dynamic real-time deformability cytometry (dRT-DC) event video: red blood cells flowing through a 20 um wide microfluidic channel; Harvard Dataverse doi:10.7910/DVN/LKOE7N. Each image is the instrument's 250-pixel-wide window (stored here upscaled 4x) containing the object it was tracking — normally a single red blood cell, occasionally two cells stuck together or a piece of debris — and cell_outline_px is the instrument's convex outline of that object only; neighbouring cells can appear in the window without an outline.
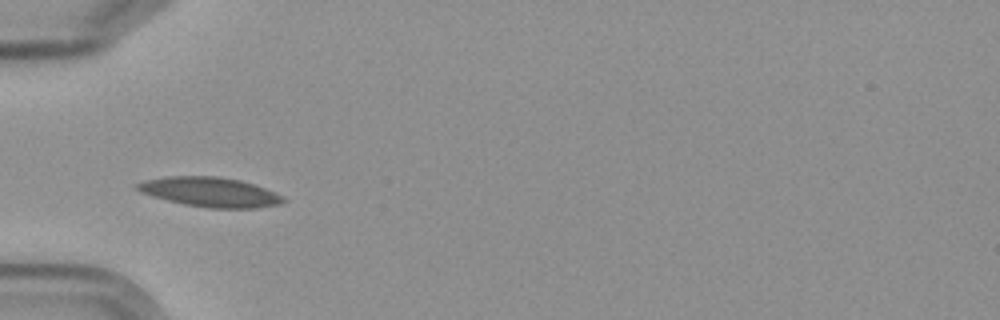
{"species": "Egyptian fruit bat (a non-hibernating species)", "species_latin": "Rousettus aegyptiacus", "temperature_condition": "cold", "stored_images_in_passage": 6, "camera_frame_rate_fps": 3000, "um_per_image_px": 0.085, "frame": {"image": 1, "passage_image": 5, "time_ms": 4.667, "image_size_px": [1000, 320], "cell_outline_px": [[288, 200], [280, 204], [256, 208], [208, 208], [184, 204], [152, 196], [140, 192], [132, 188], [132, 184], [144, 180], [168, 176], [216, 176], [240, 180], [276, 192], [284, 196]], "centroid_in_image_um": [17.82, 16.32], "position_along_channel_um": 67.2, "area_um2": 25.43}}
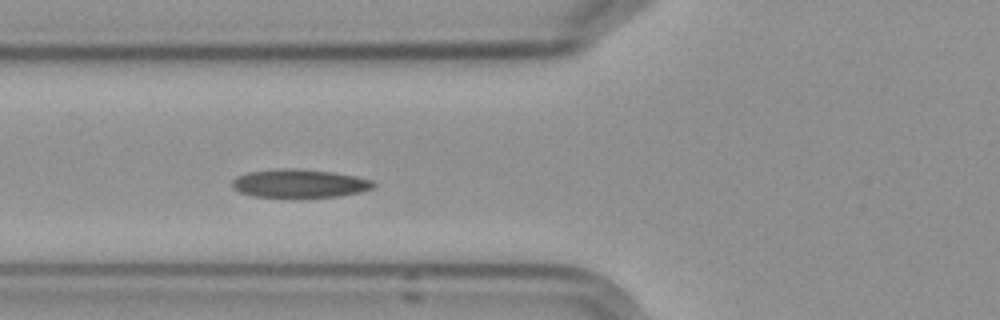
{"frame": {"image": 2, "passage_image": 6, "time_ms": 5.667, "image_size_px": [1000, 320], "cell_outline_px": [[376, 184], [372, 188], [360, 192], [336, 196], [300, 200], [292, 200], [256, 196], [240, 192], [232, 188], [232, 180], [236, 176], [248, 172], [284, 168], [296, 168], [332, 172], [356, 176], [372, 180]], "centroid_in_image_um": [25.43, 15.63], "position_along_channel_um": 100.4, "area_um2": 24.22}}